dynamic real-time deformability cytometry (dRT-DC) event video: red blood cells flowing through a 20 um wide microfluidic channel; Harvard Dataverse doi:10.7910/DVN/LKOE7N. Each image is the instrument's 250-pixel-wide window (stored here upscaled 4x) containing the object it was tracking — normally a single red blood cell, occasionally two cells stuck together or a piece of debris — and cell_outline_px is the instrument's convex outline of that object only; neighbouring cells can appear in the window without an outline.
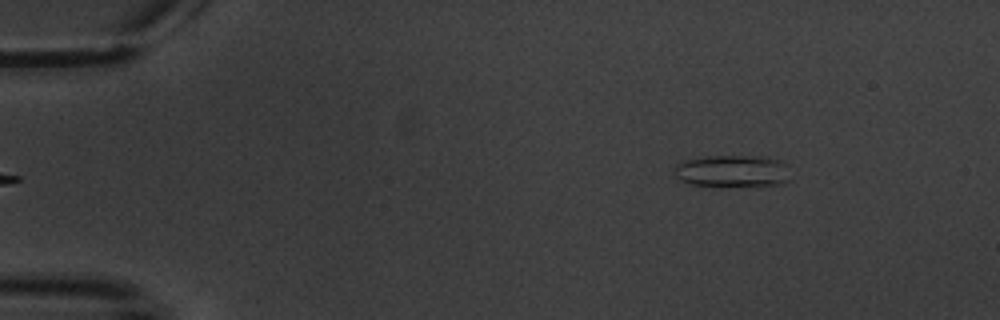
{"species": "common noctule bat (a hibernating species)", "species_latin": "Nyctalus noctula", "temperature_condition": "warm", "stored_images_in_passage": 6, "camera_frame_rate_fps": 3000, "um_per_image_px": 0.085, "animal": {"sex": "male", "body_mass_g": 20.1, "forearm_length_mm": 53.5}, "frame": {"image": 1, "passage_image": 6, "time_ms": 6.333, "image_size_px": [1000, 320], "cell_outline_px": [[788, 180], [780, 184], [756, 188], [692, 184], [680, 180], [676, 176], [676, 164], [688, 160], [704, 156], [764, 156], [784, 160], [788, 164]], "centroid_in_image_um": [62.36, 14.56], "position_along_channel_um": 22.6, "area_um2": 22.25}}